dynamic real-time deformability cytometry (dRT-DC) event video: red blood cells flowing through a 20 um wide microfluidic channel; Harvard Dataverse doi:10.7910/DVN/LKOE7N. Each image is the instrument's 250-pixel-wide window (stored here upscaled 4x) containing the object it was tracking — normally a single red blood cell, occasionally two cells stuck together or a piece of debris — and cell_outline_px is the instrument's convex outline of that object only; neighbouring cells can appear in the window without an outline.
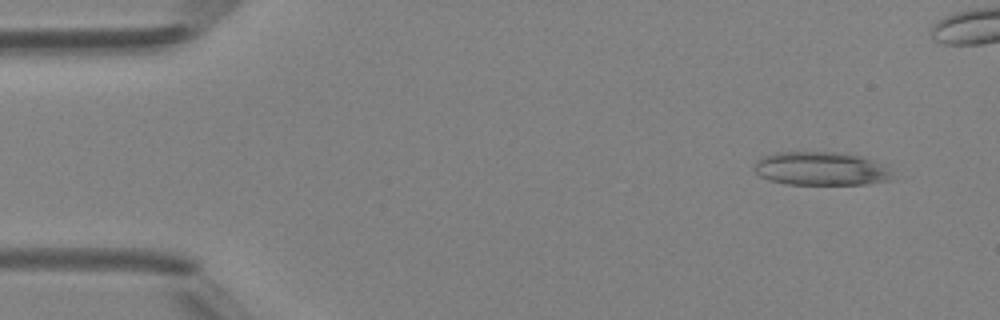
{"species": "Egyptian fruit bat (a non-hibernating species)", "species_latin": "Rousettus aegyptiacus", "temperature_condition": "room temperature", "stored_images_in_passage": 5, "camera_frame_rate_fps": 3000, "um_per_image_px": 0.085, "animal": {"sex": "female"}, "frame": {"image": 1, "passage_image": 1, "time_ms": 0.0, "image_size_px": [1000, 320], "cell_outline_px": [[896, 180], [864, 184], [788, 184], [768, 180], [760, 176], [756, 172], [756, 160], [760, 156], [776, 152], [844, 152], [860, 156], [872, 160], [892, 172]], "centroid_in_image_um": [69.78, 14.33], "position_along_channel_um": 15.2, "area_um2": 27.11}}